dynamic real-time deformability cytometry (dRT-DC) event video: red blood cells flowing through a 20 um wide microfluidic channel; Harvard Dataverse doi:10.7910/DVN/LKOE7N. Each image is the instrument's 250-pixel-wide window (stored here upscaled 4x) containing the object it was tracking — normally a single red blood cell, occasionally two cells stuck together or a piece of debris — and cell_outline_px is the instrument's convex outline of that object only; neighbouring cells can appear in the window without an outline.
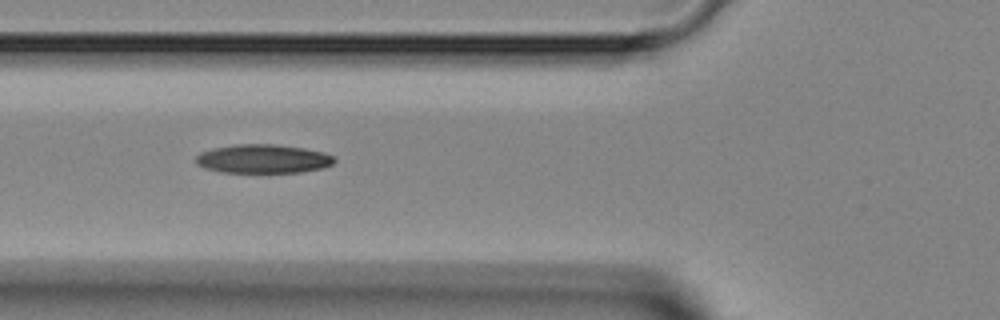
{"species": "Egyptian fruit bat (a non-hibernating species)", "species_latin": "Rousettus aegyptiacus", "temperature_condition": "room temperature", "stored_images_in_passage": 4, "camera_frame_rate_fps": 3000, "um_per_image_px": 0.085, "animal": {"sex": "female"}, "frame": {"image": 1, "passage_image": 3, "time_ms": 2.0, "image_size_px": [1000, 320], "cell_outline_px": [[336, 160], [332, 164], [324, 168], [300, 172], [220, 172], [204, 168], [196, 164], [196, 156], [200, 152], [212, 148], [236, 144], [276, 144], [304, 148], [324, 152], [332, 156]], "centroid_in_image_um": [22.34, 13.49], "position_along_channel_um": 103.5, "area_um2": 23.35}}
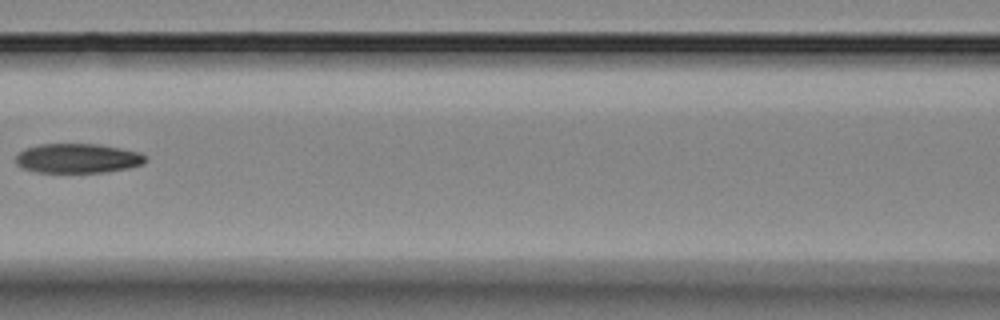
{"frame": {"image": 2, "passage_image": 4, "time_ms": 3.333, "image_size_px": [1000, 320], "cell_outline_px": [[148, 160], [144, 164], [128, 168], [104, 172], [36, 172], [24, 168], [16, 164], [16, 156], [24, 148], [40, 144], [100, 144], [140, 152], [148, 156]], "centroid_in_image_um": [6.65, 13.45], "position_along_channel_um": 160.0, "area_um2": 22.43}}